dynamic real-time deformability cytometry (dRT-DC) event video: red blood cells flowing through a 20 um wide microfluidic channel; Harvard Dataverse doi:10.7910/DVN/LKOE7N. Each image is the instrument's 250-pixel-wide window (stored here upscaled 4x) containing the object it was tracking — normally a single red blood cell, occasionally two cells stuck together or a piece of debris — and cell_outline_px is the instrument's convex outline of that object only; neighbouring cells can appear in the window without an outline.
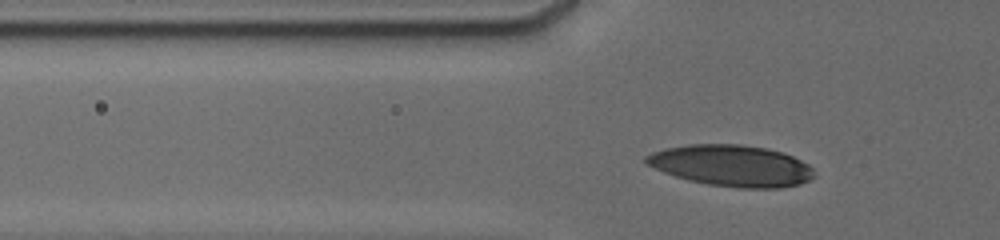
{"species": "human", "species_latin": "Homo sapiens", "temperature_condition": "cold", "stored_images_in_passage": 53, "camera_frame_rate_fps": 3000, "um_per_image_px": 0.085, "donor": {"sex": "male"}, "frame": {"image": 1, "passage_image": 13, "time_ms": 2.667, "image_size_px": [1000, 240], "cell_outline_px": [[816, 176], [800, 184], [780, 188], [736, 188], [708, 184], [688, 180], [664, 172], [648, 164], [644, 160], [644, 156], [652, 152], [668, 148], [688, 144], [740, 144], [768, 148], [784, 152], [808, 164], [812, 168]], "centroid_in_image_um": [62.21, 14.08], "position_along_channel_um": 63.6, "area_um2": 40.52}}
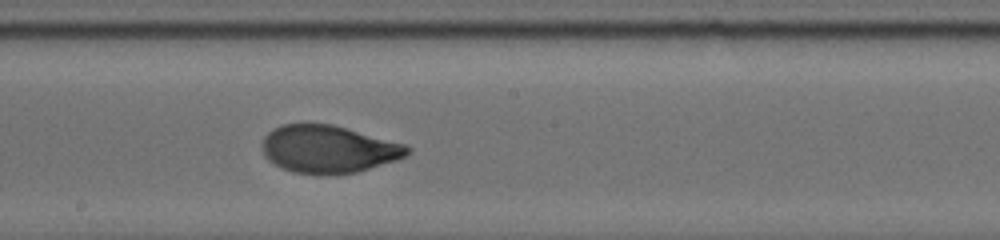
{"frame": {"image": 2, "passage_image": 34, "time_ms": 7.0, "image_size_px": [1000, 240], "cell_outline_px": [[412, 152], [408, 156], [396, 160], [356, 172], [332, 176], [320, 176], [292, 172], [280, 168], [272, 164], [264, 156], [260, 148], [260, 144], [264, 136], [272, 128], [284, 124], [332, 124], [404, 144], [412, 148]], "centroid_in_image_um": [27.86, 12.71], "position_along_channel_um": 220.3, "area_um2": 40.98}}
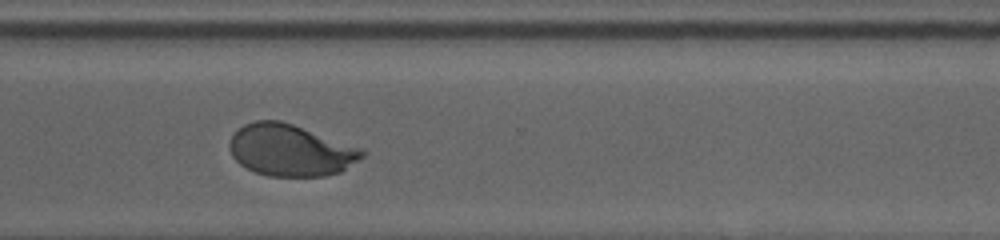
{"frame": {"image": 3, "passage_image": 52, "time_ms": 10.333, "image_size_px": [1000, 240], "cell_outline_px": [[368, 152], [364, 156], [340, 172], [324, 176], [268, 176], [256, 172], [240, 164], [232, 156], [228, 144], [232, 136], [244, 124], [256, 120], [280, 120], [364, 148]], "centroid_in_image_um": [24.72, 12.77], "position_along_channel_um": 345.9, "area_um2": 39.94}}